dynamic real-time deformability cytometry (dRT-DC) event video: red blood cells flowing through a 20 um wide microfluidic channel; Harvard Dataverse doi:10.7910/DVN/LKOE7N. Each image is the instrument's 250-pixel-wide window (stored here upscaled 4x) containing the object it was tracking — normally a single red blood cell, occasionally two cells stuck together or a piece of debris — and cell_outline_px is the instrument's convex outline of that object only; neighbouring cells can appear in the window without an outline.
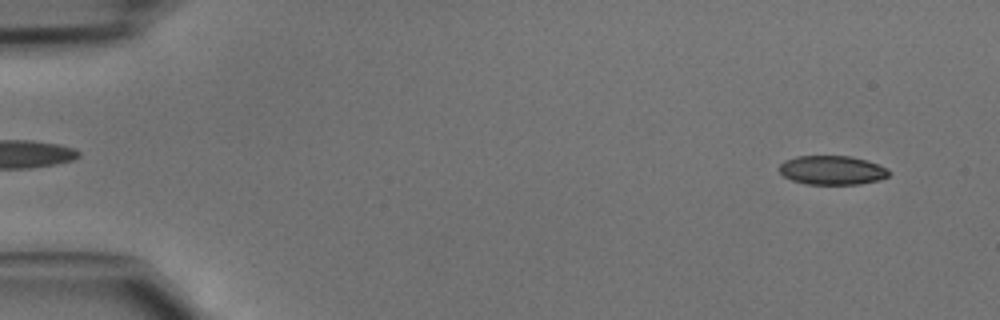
{"species": "common noctule bat (a hibernating species)", "species_latin": "Nyctalus noctula", "temperature_condition": "cold", "stored_images_in_passage": 45, "camera_frame_rate_fps": 3000, "um_per_image_px": 0.085, "animal": {"sex": "male", "body_mass_g": 15.6}, "frame": {"image": 1, "passage_image": 3, "time_ms": 0.667, "image_size_px": [1000, 320], "cell_outline_px": [[888, 176], [880, 180], [860, 184], [804, 184], [792, 180], [784, 176], [780, 172], [780, 164], [784, 160], [796, 156], [848, 156], [868, 160], [888, 168]], "centroid_in_image_um": [70.73, 14.46], "position_along_channel_um": 14.3, "area_um2": 18.61}}
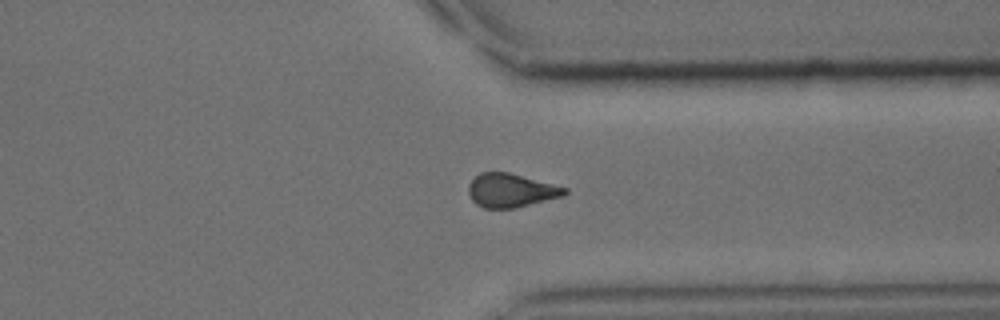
{"frame": {"image": 2, "passage_image": 35, "time_ms": 11.333, "image_size_px": [1000, 320], "cell_outline_px": [[568, 192], [564, 196], [512, 208], [484, 208], [476, 204], [472, 200], [468, 192], [468, 184], [480, 172], [508, 172], [568, 188]], "centroid_in_image_um": [43.42, 16.18], "position_along_channel_um": 368.0, "area_um2": 18.73}}
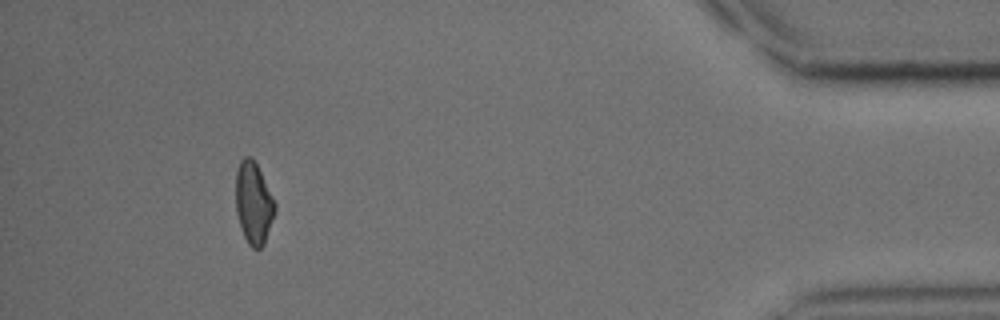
{"frame": {"image": 3, "passage_image": 42, "time_ms": 13.667, "image_size_px": [1000, 320], "cell_outline_px": [[276, 208], [264, 244], [260, 248], [252, 248], [248, 244], [240, 228], [236, 212], [236, 168], [240, 160], [244, 156], [252, 156], [276, 204]], "centroid_in_image_um": [21.53, 17.25], "position_along_channel_um": 413.7, "area_um2": 18.61}}